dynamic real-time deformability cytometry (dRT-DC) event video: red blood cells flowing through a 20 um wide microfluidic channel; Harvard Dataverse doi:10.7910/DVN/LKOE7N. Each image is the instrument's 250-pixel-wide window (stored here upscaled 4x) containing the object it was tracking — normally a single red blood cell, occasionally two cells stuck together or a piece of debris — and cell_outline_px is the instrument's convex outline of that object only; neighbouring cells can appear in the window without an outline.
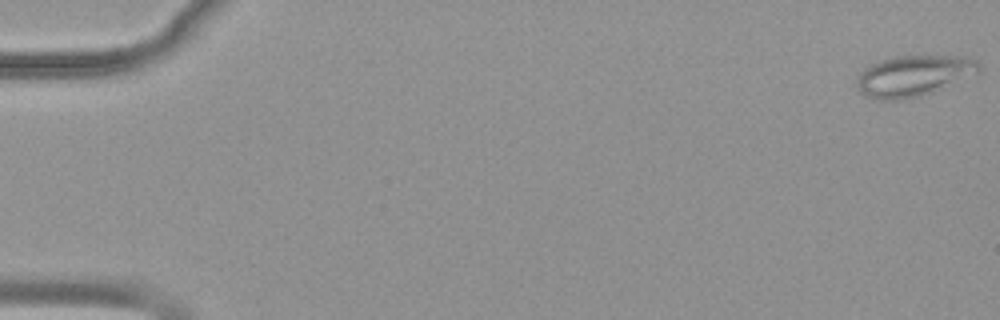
{"species": "common noctule bat (a hibernating species)", "species_latin": "Nyctalus noctula", "temperature_condition": "warm", "stored_images_in_passage": 54, "camera_frame_rate_fps": 3000, "um_per_image_px": 0.085, "animal": {"sex": "female", "body_mass_g": 19.9}, "frame": {"image": 1, "passage_image": 1, "time_ms": 0.0, "image_size_px": [1000, 320], "cell_outline_px": [[980, 72], [932, 92], [920, 96], [904, 100], [880, 100], [864, 96], [856, 88], [856, 84], [860, 72], [868, 64], [892, 56], [964, 56], [976, 60], [980, 64]], "centroid_in_image_um": [77.61, 6.44], "position_along_channel_um": 7.4, "area_um2": 29.36}}
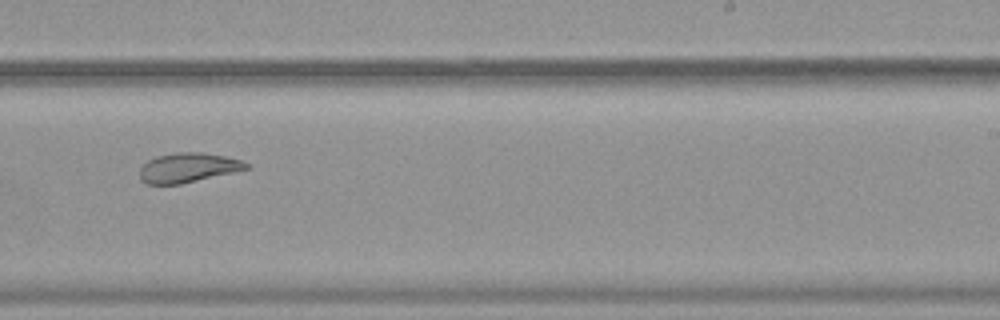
{"frame": {"image": 2, "passage_image": 35, "time_ms": 11.333, "image_size_px": [1000, 320], "cell_outline_px": [[248, 168], [236, 172], [180, 184], [148, 184], [140, 180], [140, 168], [148, 160], [156, 156], [176, 152], [200, 152], [224, 156], [240, 160], [248, 164]], "centroid_in_image_um": [15.96, 14.25], "position_along_channel_um": 273.0, "area_um2": 18.26}}
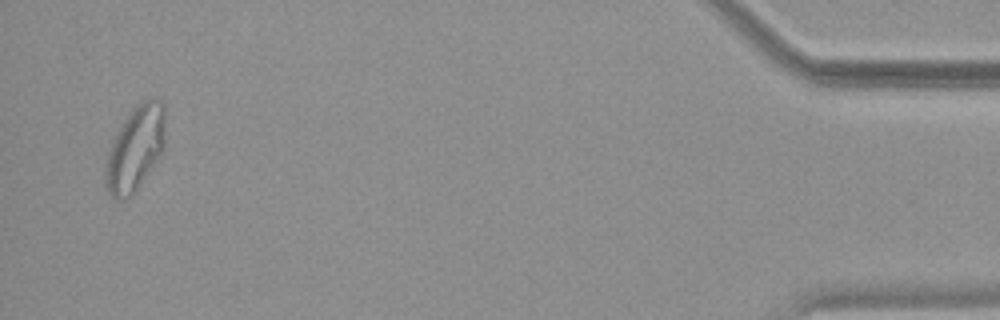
{"frame": {"image": 3, "passage_image": 53, "time_ms": 17.333, "image_size_px": [1000, 320], "cell_outline_px": [[164, 148], [136, 192], [132, 196], [120, 200], [116, 200], [108, 192], [104, 184], [104, 168], [108, 152], [120, 124], [136, 104], [140, 100], [152, 96], [160, 100], [164, 104]], "centroid_in_image_um": [11.48, 12.62], "position_along_channel_um": 423.7, "area_um2": 29.88}, "authors_computed_cell_mechanics": {"area_um2": 25.0274, "velocity_mm_per_s": 3.7866, "shape_relaxation_time_tau1_ms": null, "shape_relaxation_time_tau2_ms": 3.0819, "deformation_change_tau1": null, "deformation_change_tau2": 0.1098}}